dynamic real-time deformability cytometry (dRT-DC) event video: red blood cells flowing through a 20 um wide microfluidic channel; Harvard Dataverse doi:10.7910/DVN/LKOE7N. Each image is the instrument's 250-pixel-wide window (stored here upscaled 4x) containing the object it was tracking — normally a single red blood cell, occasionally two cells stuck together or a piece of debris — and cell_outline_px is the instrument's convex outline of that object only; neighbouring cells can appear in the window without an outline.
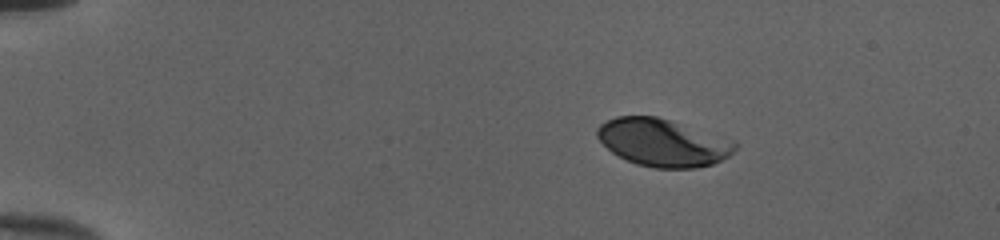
{"species": "human", "species_latin": "Homo sapiens", "temperature_condition": "cold", "stored_images_in_passage": 44, "camera_frame_rate_fps": 3000, "um_per_image_px": 0.085, "donor": {"sex": "female"}, "frame": {"image": 1, "passage_image": 1, "time_ms": 0.0, "image_size_px": [1000, 240], "cell_outline_px": [[740, 144], [728, 156], [712, 164], [696, 168], [652, 168], [636, 164], [612, 152], [596, 136], [596, 128], [600, 124], [616, 116], [656, 116], [736, 140]], "centroid_in_image_um": [56.37, 12.12], "position_along_channel_um": 28.6, "area_um2": 38.21}}
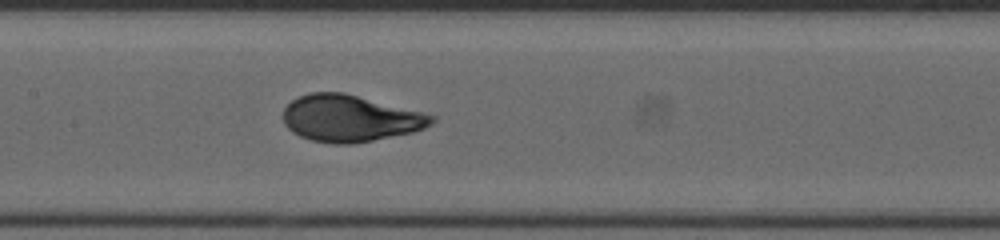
{"frame": {"image": 2, "passage_image": 19, "time_ms": 6.0, "image_size_px": [1000, 240], "cell_outline_px": [[436, 120], [432, 124], [424, 128], [412, 132], [352, 144], [332, 144], [312, 140], [300, 136], [292, 132], [284, 124], [284, 108], [292, 100], [308, 92], [344, 92], [436, 116]], "centroid_in_image_um": [29.73, 10.06], "position_along_channel_um": 177.7, "area_um2": 40.17}}
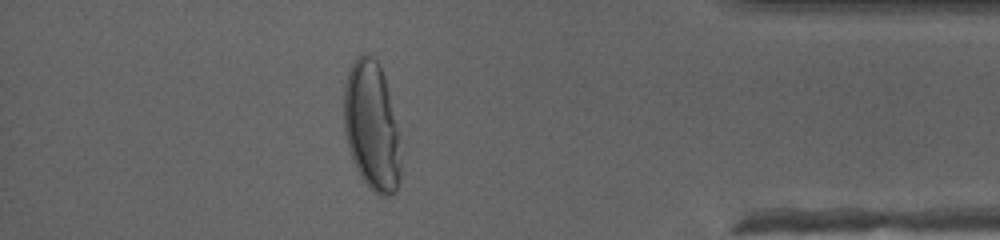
{"frame": {"image": 3, "passage_image": 38, "time_ms": 12.333, "image_size_px": [1000, 240], "cell_outline_px": [[412, 124], [400, 180], [396, 192], [388, 196], [380, 196], [360, 176], [356, 168], [348, 148], [344, 132], [344, 80], [356, 56], [360, 52], [368, 52], [380, 64]], "centroid_in_image_um": [31.87, 10.64], "position_along_channel_um": 403.3, "area_um2": 48.9}, "authors_computed_cell_mechanics": {"area_um2": 40.5467, "velocity_mm_per_s": 4.0043, "shape_relaxation_time_tau1_ms": 3.6283, "shape_relaxation_time_tau2_ms": null, "deformation_change_tau1": 0.1907, "deformation_change_tau2": null}}